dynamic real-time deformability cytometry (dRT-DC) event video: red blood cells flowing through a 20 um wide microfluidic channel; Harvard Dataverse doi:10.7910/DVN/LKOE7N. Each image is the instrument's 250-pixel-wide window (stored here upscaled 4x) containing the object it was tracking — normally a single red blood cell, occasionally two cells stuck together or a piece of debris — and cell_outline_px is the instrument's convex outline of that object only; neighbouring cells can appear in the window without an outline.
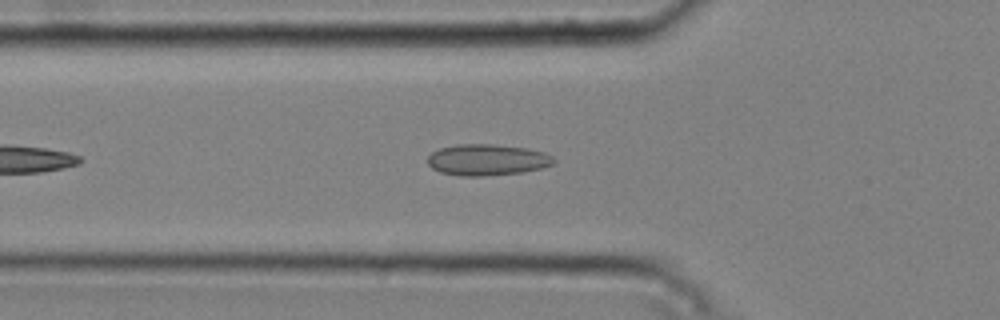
{"species": "common noctule bat (a hibernating species)", "species_latin": "Nyctalus noctula", "temperature_condition": "cold", "stored_images_in_passage": 38, "camera_frame_rate_fps": 3000, "um_per_image_px": 0.085, "animal": {"sex": "male", "body_mass_g": 20.4}, "frame": {"image": 1, "passage_image": 5, "time_ms": 1.333, "image_size_px": [1000, 320], "cell_outline_px": [[556, 160], [552, 164], [540, 168], [520, 172], [484, 176], [460, 176], [440, 172], [432, 168], [428, 164], [428, 156], [432, 152], [440, 148], [456, 144], [492, 144], [528, 148], [544, 152], [552, 156]], "centroid_in_image_um": [41.39, 13.58], "position_along_channel_um": 84.4, "area_um2": 22.95}}
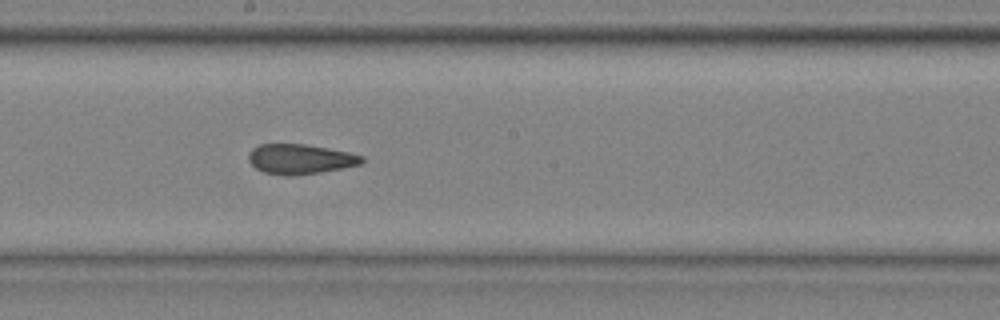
{"frame": {"image": 2, "passage_image": 16, "time_ms": 5.0, "image_size_px": [1000, 320], "cell_outline_px": [[364, 160], [360, 164], [320, 172], [288, 176], [284, 176], [264, 172], [256, 168], [248, 160], [248, 152], [252, 148], [260, 144], [304, 144], [328, 148], [348, 152], [364, 156]], "centroid_in_image_um": [25.48, 13.51], "position_along_channel_um": 222.7, "area_um2": 19.65}}
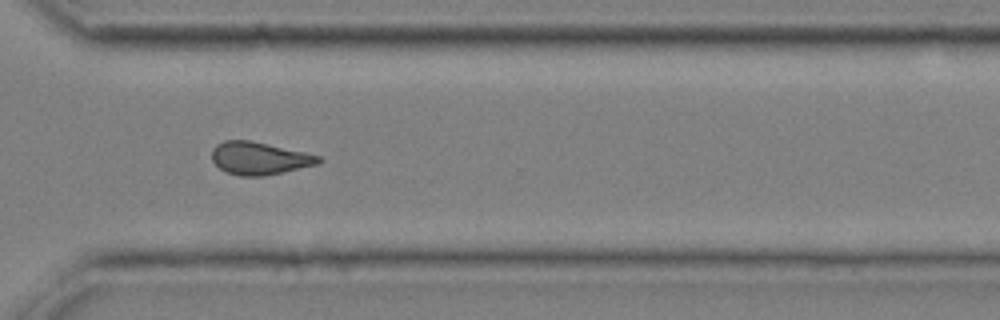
{"frame": {"image": 3, "passage_image": 26, "time_ms": 8.333, "image_size_px": [1000, 320], "cell_outline_px": [[324, 160], [320, 164], [264, 176], [240, 176], [228, 172], [220, 168], [212, 160], [212, 148], [216, 144], [224, 140], [252, 140], [304, 152], [320, 156]], "centroid_in_image_um": [22.06, 13.45], "position_along_channel_um": 348.5, "area_um2": 20.4}, "authors_computed_cell_mechanics": {"area_um2": 20.1722, "velocity_mm_per_s": 3.7606, "shape_relaxation_time_tau1_ms": null, "shape_relaxation_time_tau2_ms": 3.1937, "deformation_change_tau1": null, "deformation_change_tau2": 0.103}}